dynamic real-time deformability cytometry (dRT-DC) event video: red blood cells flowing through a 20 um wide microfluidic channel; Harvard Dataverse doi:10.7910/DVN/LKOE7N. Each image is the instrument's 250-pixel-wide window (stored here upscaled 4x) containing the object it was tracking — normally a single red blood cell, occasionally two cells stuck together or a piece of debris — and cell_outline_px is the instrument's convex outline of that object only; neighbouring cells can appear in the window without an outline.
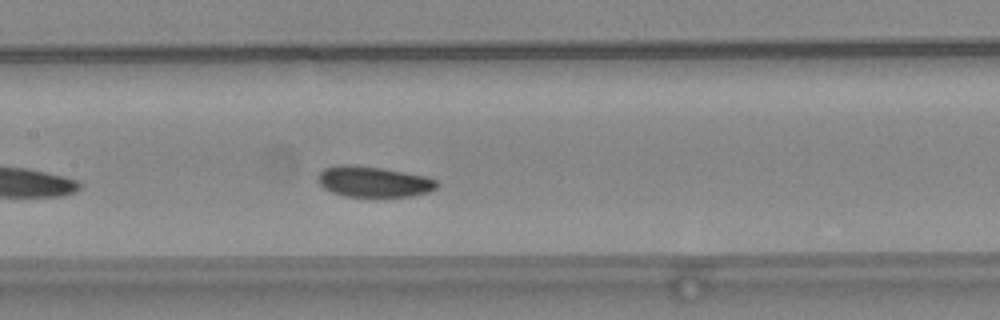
{"species": "common noctule bat (a hibernating species)", "species_latin": "Nyctalus noctula", "temperature_condition": "warm", "stored_images_in_passage": 24, "camera_frame_rate_fps": 3000, "um_per_image_px": 0.085, "animal": {"sex": "female", "body_mass_g": 24.6, "forearm_length_mm": 56.2}, "frame": {"image": 1, "passage_image": 11, "time_ms": 3.333, "image_size_px": [1000, 320], "cell_outline_px": [[440, 184], [436, 188], [428, 192], [412, 196], [344, 196], [332, 192], [324, 188], [316, 180], [316, 176], [324, 168], [336, 164], [356, 164], [404, 172], [424, 176], [436, 180]], "centroid_in_image_um": [31.7, 15.43], "position_along_channel_um": 175.7, "area_um2": 21.39}}
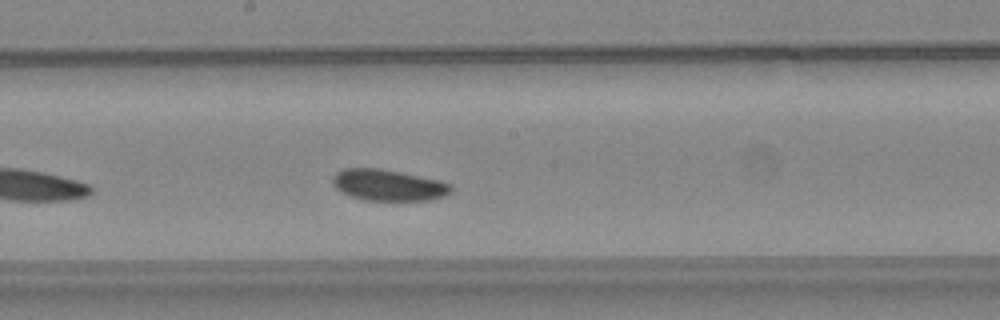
{"frame": {"image": 2, "passage_image": 14, "time_ms": 4.333, "image_size_px": [1000, 320], "cell_outline_px": [[452, 192], [444, 196], [428, 200], [364, 200], [348, 196], [340, 192], [332, 184], [332, 176], [336, 172], [344, 168], [380, 168], [440, 180], [452, 184]], "centroid_in_image_um": [32.98, 15.73], "position_along_channel_um": 215.2, "area_um2": 21.79}}
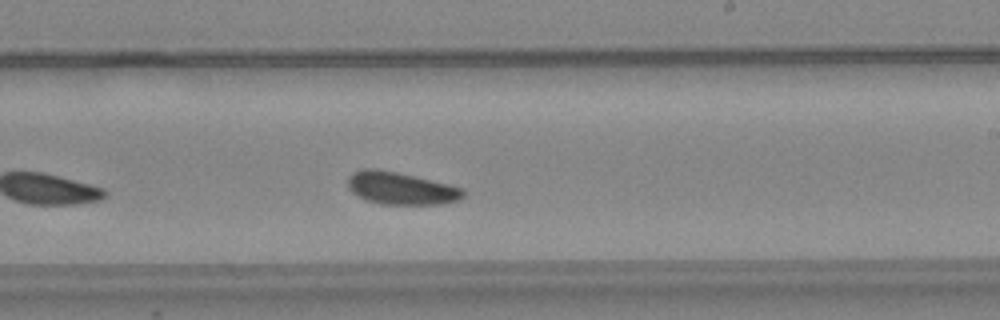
{"frame": {"image": 3, "passage_image": 17, "time_ms": 5.333, "image_size_px": [1000, 320], "cell_outline_px": [[464, 196], [460, 200], [440, 204], [380, 204], [368, 200], [352, 192], [348, 188], [348, 176], [352, 172], [364, 168], [376, 168], [396, 172], [448, 184], [460, 188], [464, 192]], "centroid_in_image_um": [34.04, 16.0], "position_along_channel_um": 255.0, "area_um2": 21.62}}